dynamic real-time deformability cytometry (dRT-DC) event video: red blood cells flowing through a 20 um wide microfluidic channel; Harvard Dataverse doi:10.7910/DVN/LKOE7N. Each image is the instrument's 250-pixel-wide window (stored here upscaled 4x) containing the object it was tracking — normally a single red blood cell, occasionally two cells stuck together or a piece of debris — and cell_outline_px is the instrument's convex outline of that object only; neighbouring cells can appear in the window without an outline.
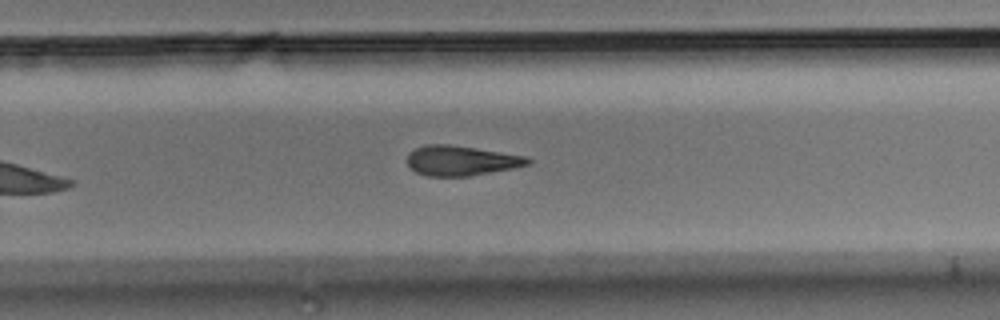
{"species": "Egyptian fruit bat (a non-hibernating species)", "species_latin": "Rousettus aegyptiacus", "temperature_condition": "room temperature", "stored_images_in_passage": 10, "segment_of_instrument_passage": [1, 2], "camera_frame_rate_fps": 3000, "um_per_image_px": 0.085, "animal": {"sex": "male"}, "frame": {"image": 1, "passage_image": 9, "time_ms": 2.667, "image_size_px": [1000, 320], "cell_outline_px": [[532, 164], [512, 168], [468, 176], [428, 176], [416, 172], [408, 164], [408, 152], [424, 144], [448, 144], [476, 148], [528, 156], [532, 160]], "centroid_in_image_um": [39.22, 13.64], "position_along_channel_um": 290.6, "area_um2": 21.04}}